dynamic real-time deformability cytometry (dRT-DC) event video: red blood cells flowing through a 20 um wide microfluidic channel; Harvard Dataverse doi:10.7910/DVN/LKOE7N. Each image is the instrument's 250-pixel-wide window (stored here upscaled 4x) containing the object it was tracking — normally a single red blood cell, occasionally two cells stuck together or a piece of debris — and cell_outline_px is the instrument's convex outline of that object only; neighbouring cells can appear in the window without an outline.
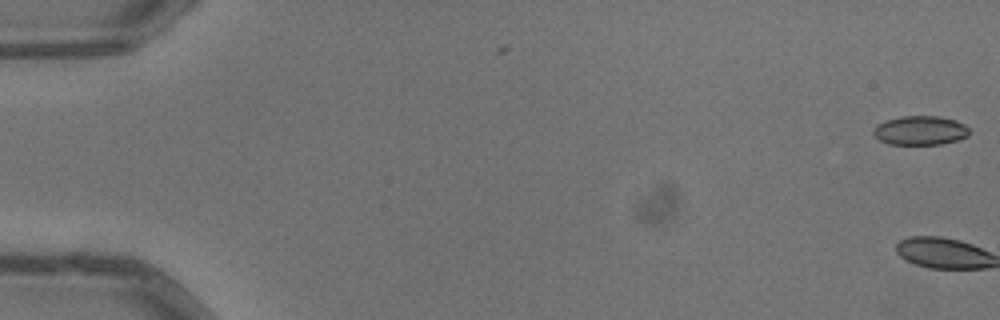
{"species": "common noctule bat (a hibernating species)", "species_latin": "Nyctalus noctula", "temperature_condition": "warm", "stored_images_in_passage": 5, "camera_frame_rate_fps": 3000, "um_per_image_px": 0.085, "animal": {"sex": "male", "body_mass_g": 13.3}, "frame": {"image": 1, "passage_image": 1, "time_ms": 0.0, "image_size_px": [1000, 320], "cell_outline_px": [[968, 136], [960, 140], [940, 144], [888, 144], [880, 140], [872, 132], [876, 124], [900, 116], [940, 116], [956, 120], [964, 124], [968, 128]], "centroid_in_image_um": [78.23, 11.08], "position_along_channel_um": 6.8, "area_um2": 16.3}}